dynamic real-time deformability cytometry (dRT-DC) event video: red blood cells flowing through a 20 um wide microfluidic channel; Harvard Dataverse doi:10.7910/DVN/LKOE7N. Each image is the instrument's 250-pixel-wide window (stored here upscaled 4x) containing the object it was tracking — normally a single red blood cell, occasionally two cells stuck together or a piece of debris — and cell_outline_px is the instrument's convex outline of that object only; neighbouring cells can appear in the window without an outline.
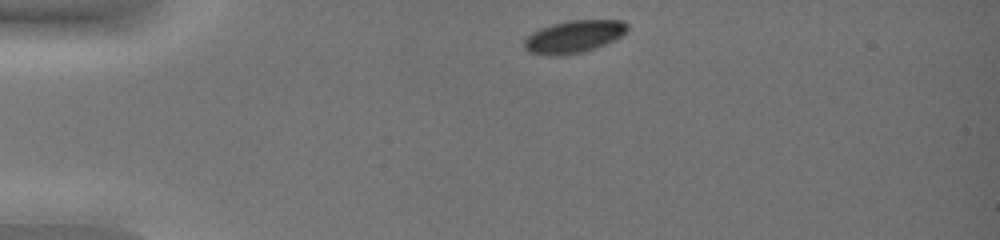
{"species": "common noctule bat (a hibernating species)", "species_latin": "Nyctalus noctula", "temperature_condition": "warm", "stored_images_in_passage": 36, "camera_frame_rate_fps": 3000, "um_per_image_px": 0.085, "animal": {"sex": "female", "body_mass_g": 19.0, "forearm_length_mm": 51.5}, "frame": {"image": 1, "passage_image": 1, "time_ms": 0.0, "image_size_px": [1000, 240], "cell_outline_px": [[628, 28], [616, 40], [596, 48], [584, 52], [560, 56], [544, 56], [528, 52], [524, 48], [524, 40], [532, 32], [540, 28], [552, 24], [568, 20], [620, 20], [628, 24]], "centroid_in_image_um": [48.75, 3.13], "position_along_channel_um": 36.3, "area_um2": 19.77}}
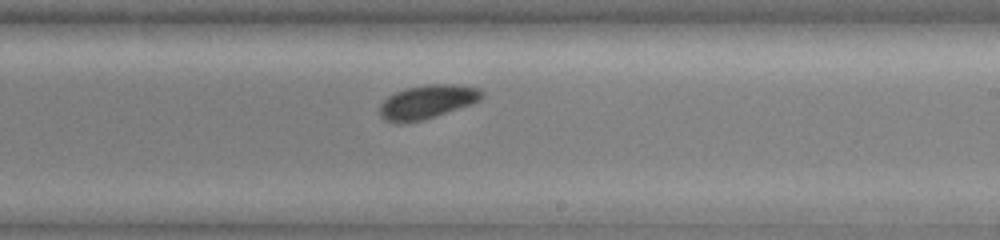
{"frame": {"image": 2, "passage_image": 21, "time_ms": 6.667, "image_size_px": [1000, 240], "cell_outline_px": [[484, 96], [480, 100], [472, 104], [424, 120], [400, 124], [396, 124], [384, 120], [380, 116], [380, 104], [388, 96], [404, 88], [428, 84], [456, 84], [480, 88], [484, 92]], "centroid_in_image_um": [36.32, 8.66], "position_along_channel_um": 252.7, "area_um2": 20.46}}
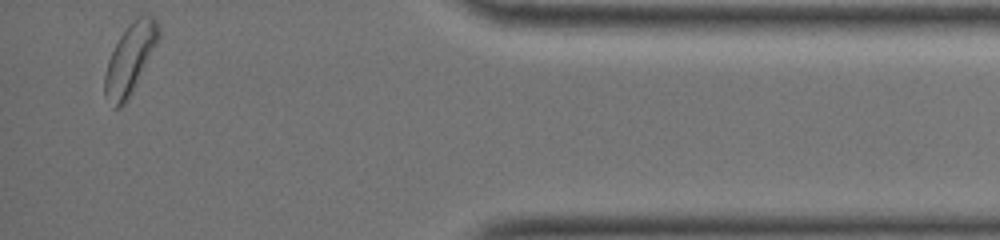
{"frame": {"image": 3, "passage_image": 36, "time_ms": 11.667, "image_size_px": [1000, 240], "cell_outline_px": [[160, 36], [132, 92], [124, 104], [120, 108], [112, 108], [104, 96], [104, 76], [108, 60], [120, 36], [128, 24], [140, 12], [144, 12], [152, 16], [160, 24]], "centroid_in_image_um": [11.05, 4.96], "position_along_channel_um": 424.1, "area_um2": 22.08}, "authors_computed_cell_mechanics": {"area_um2": 20.519, "velocity_mm_per_s": 4.0413, "shape_relaxation_time_tau1_ms": 2.2391, "shape_relaxation_time_tau2_ms": null, "deformation_change_tau1": 0.0936, "deformation_change_tau2": null}}